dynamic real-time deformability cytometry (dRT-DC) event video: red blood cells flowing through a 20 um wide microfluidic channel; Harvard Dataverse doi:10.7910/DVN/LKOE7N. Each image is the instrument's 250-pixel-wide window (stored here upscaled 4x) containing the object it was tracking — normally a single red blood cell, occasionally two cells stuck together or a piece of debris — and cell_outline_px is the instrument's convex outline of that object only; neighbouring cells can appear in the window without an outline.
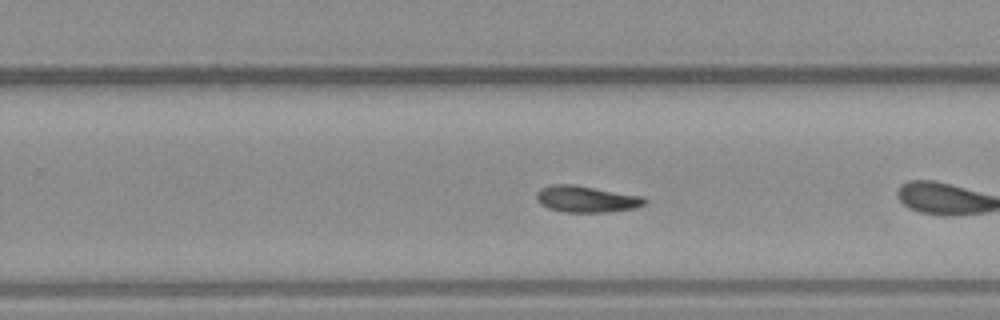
{"species": "common noctule bat (a hibernating species)", "species_latin": "Nyctalus noctula", "temperature_condition": "warm", "stored_images_in_passage": 31, "camera_frame_rate_fps": 3000, "um_per_image_px": 0.085, "animal": {"sex": "male", "body_mass_g": 23.1, "forearm_length_mm": 52.7}, "frame": {"image": 1, "passage_image": 18, "time_ms": 5.667, "image_size_px": [1000, 320], "cell_outline_px": [[648, 200], [644, 204], [636, 208], [608, 212], [564, 212], [548, 208], [540, 204], [536, 200], [536, 192], [540, 188], [548, 184], [572, 184], [640, 196]], "centroid_in_image_um": [49.78, 16.92], "position_along_channel_um": 280.0, "area_um2": 16.7}, "authors_computed_cell_mechanics": {"area_um2": 16.2418, "velocity_mm_per_s": 3.7297, "shape_relaxation_time_tau1_ms": null, "shape_relaxation_time_tau2_ms": 8.7978, "deformation_change_tau1": null, "deformation_change_tau2": 0.1745}}